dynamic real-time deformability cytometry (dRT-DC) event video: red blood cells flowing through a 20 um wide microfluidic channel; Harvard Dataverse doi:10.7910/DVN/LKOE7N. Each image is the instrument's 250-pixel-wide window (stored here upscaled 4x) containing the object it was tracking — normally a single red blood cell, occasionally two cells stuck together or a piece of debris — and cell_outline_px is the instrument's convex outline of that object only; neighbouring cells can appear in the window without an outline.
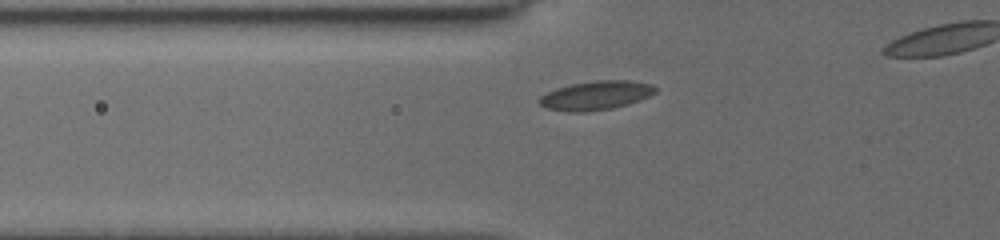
{"species": "common noctule bat (a hibernating species)", "species_latin": "Nyctalus noctula", "temperature_condition": "cold", "stored_images_in_passage": 44, "camera_frame_rate_fps": 3000, "um_per_image_px": 0.085, "animal": {"sex": "female", "body_mass_g": 19.5, "forearm_length_mm": 54.1}, "frame": {"image": 1, "passage_image": 3, "time_ms": 0.333, "image_size_px": [1000, 240], "cell_outline_px": [[656, 92], [648, 96], [628, 104], [612, 108], [584, 112], [568, 112], [548, 108], [540, 104], [536, 100], [540, 96], [556, 88], [572, 84], [596, 80], [628, 80], [652, 84], [656, 88]], "centroid_in_image_um": [50.63, 8.11], "position_along_channel_um": 75.2, "area_um2": 19.48}}
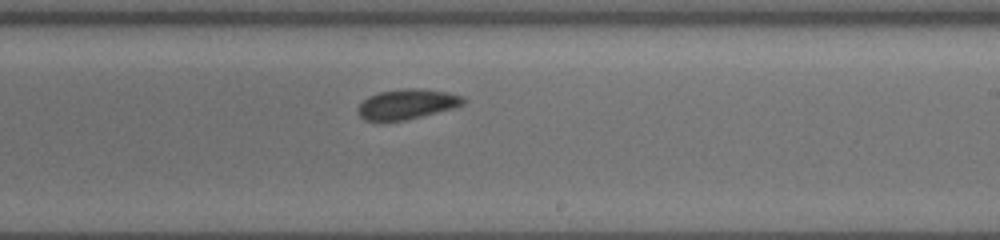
{"frame": {"image": 2, "passage_image": 19, "time_ms": 5.0, "image_size_px": [1000, 240], "cell_outline_px": [[464, 104], [452, 108], [404, 120], [364, 120], [356, 112], [356, 108], [368, 96], [380, 92], [404, 88], [424, 88], [448, 92], [464, 96]], "centroid_in_image_um": [34.58, 8.83], "position_along_channel_um": 254.4, "area_um2": 18.32}}
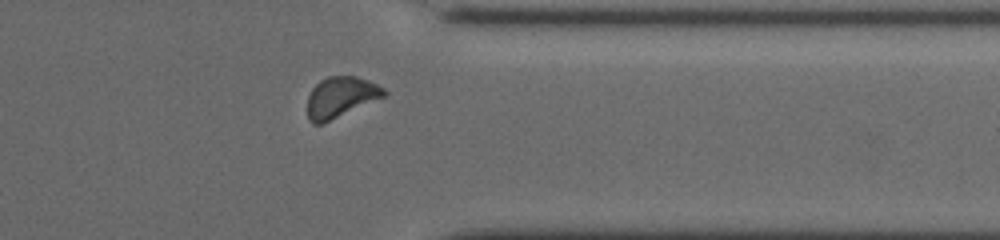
{"frame": {"image": 3, "passage_image": 37, "time_ms": 8.333, "image_size_px": [1000, 240], "cell_outline_px": [[388, 92], [384, 96], [320, 124], [312, 124], [308, 120], [308, 96], [312, 88], [320, 80], [328, 76], [356, 76], [368, 80], [384, 88]], "centroid_in_image_um": [28.93, 8.23], "position_along_channel_um": 382.5, "area_um2": 17.8}}